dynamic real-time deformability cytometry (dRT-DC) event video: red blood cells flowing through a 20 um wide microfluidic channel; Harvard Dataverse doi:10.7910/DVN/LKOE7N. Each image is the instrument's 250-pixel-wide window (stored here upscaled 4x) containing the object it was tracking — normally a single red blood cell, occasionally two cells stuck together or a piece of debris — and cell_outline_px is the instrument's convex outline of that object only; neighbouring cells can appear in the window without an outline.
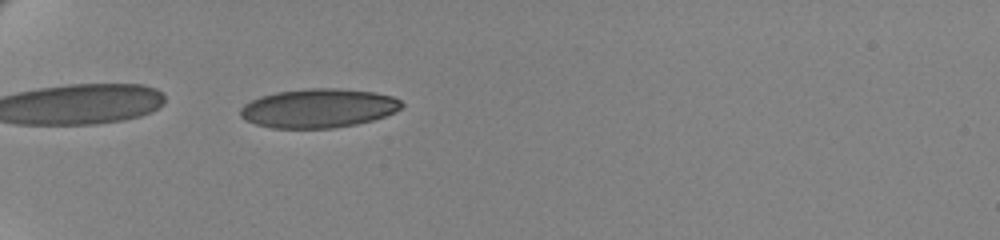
{"species": "human", "species_latin": "Homo sapiens", "temperature_condition": "cold", "stored_images_in_passage": 41, "camera_frame_rate_fps": 3000, "um_per_image_px": 0.085, "donor": {"sex": "female"}, "frame": {"image": 1, "passage_image": 2, "time_ms": 0.333, "image_size_px": [1000, 240], "cell_outline_px": [[404, 104], [400, 108], [384, 116], [372, 120], [356, 124], [332, 128], [272, 128], [256, 124], [244, 120], [240, 116], [240, 108], [244, 104], [260, 96], [276, 92], [308, 88], [336, 88], [376, 92], [392, 96], [400, 100]], "centroid_in_image_um": [27.04, 9.19], "position_along_channel_um": 58.0, "area_um2": 36.65}}
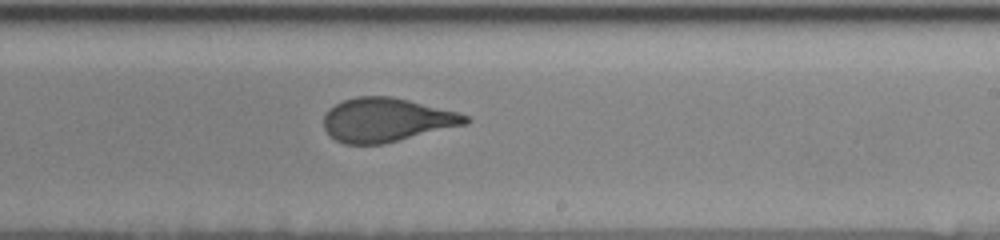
{"frame": {"image": 2, "passage_image": 21, "time_ms": 6.667, "image_size_px": [1000, 240], "cell_outline_px": [[472, 120], [468, 124], [384, 144], [344, 144], [336, 140], [324, 128], [324, 116], [328, 108], [344, 100], [356, 96], [392, 96], [460, 112], [468, 116]], "centroid_in_image_um": [32.89, 10.19], "position_along_channel_um": 256.1, "area_um2": 36.47}}
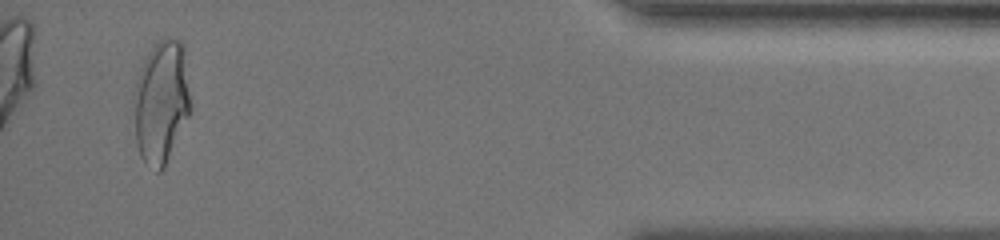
{"frame": {"image": 3, "passage_image": 39, "time_ms": 12.667, "image_size_px": [1000, 240], "cell_outline_px": [[192, 108], [164, 168], [160, 172], [156, 172], [144, 164], [140, 156], [136, 144], [132, 100], [136, 80], [140, 68], [148, 52], [164, 36], [168, 36], [180, 40], [184, 44], [192, 104]], "centroid_in_image_um": [13.71, 8.66], "position_along_channel_um": 421.5, "area_um2": 41.73}, "authors_computed_cell_mechanics": {"area_um2": 37.2232, "velocity_mm_per_s": 3.4964, "shape_relaxation_time_tau1_ms": 5.7587, "shape_relaxation_time_tau2_ms": 0.6674, "deformation_change_tau1": 0.1661, "deformation_change_tau2": 0.0539}}